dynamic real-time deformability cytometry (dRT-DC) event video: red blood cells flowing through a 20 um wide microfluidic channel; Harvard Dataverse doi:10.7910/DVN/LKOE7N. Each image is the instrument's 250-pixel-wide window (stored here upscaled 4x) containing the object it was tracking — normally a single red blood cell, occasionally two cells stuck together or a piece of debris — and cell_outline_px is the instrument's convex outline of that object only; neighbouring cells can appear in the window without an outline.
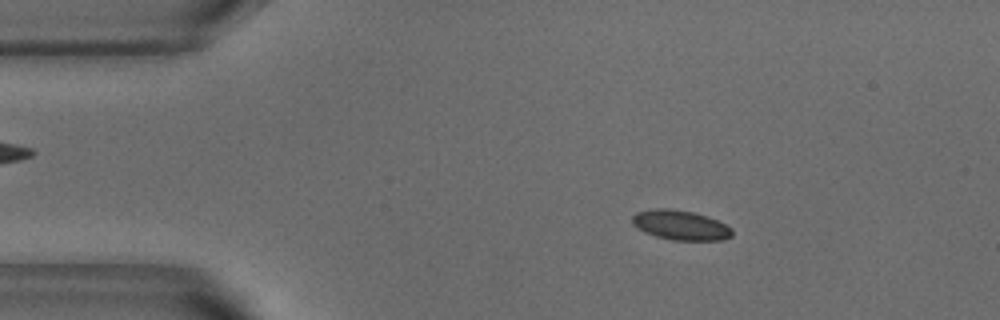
{"species": "common noctule bat (a hibernating species)", "species_latin": "Nyctalus noctula", "temperature_condition": "warm", "stored_images_in_passage": 53, "camera_frame_rate_fps": 3000, "um_per_image_px": 0.085, "animal": {"sex": "male", "body_mass_g": 18.8}, "frame": {"image": 1, "passage_image": 8, "time_ms": 2.333, "image_size_px": [1000, 320], "cell_outline_px": [[732, 236], [724, 240], [672, 240], [656, 236], [644, 232], [636, 228], [632, 224], [632, 216], [636, 212], [656, 208], [668, 208], [692, 212], [708, 216], [732, 228]], "centroid_in_image_um": [57.82, 19.14], "position_along_channel_um": 27.2, "area_um2": 17.34}}
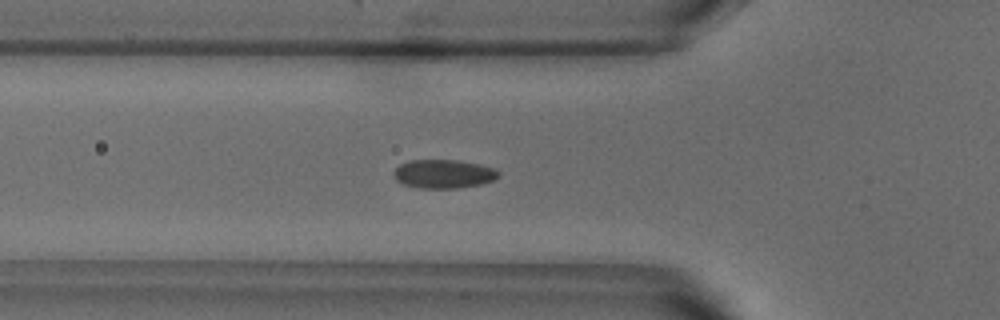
{"frame": {"image": 2, "passage_image": 17, "time_ms": 5.333, "image_size_px": [1000, 320], "cell_outline_px": [[500, 176], [492, 180], [480, 184], [460, 188], [420, 188], [404, 184], [396, 180], [392, 172], [400, 164], [408, 160], [456, 160], [480, 164], [492, 168], [500, 172]], "centroid_in_image_um": [37.69, 14.78], "position_along_channel_um": 88.1, "area_um2": 17.51}}
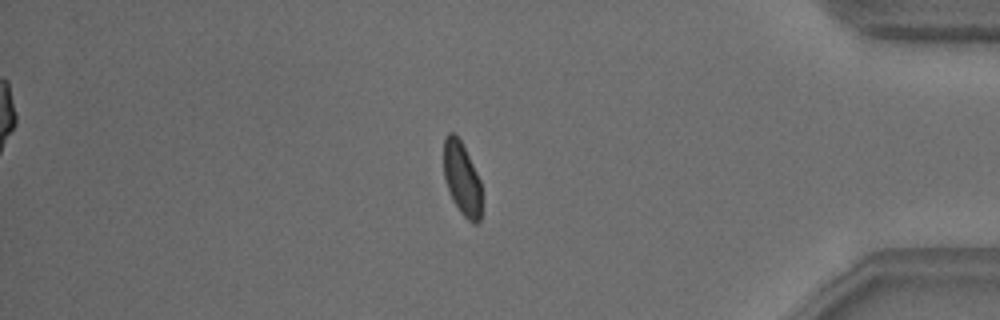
{"frame": {"image": 3, "passage_image": 44, "time_ms": 14.333, "image_size_px": [1000, 320], "cell_outline_px": [[480, 220], [476, 224], [472, 224], [460, 212], [452, 200], [444, 176], [444, 136], [448, 132], [452, 132], [460, 140], [480, 180]], "centroid_in_image_um": [39.24, 15.2], "position_along_channel_um": 396.0, "area_um2": 15.9}, "authors_computed_cell_mechanics": {"area_um2": 16.9354, "velocity_mm_per_s": 3.7919, "shape_relaxation_time_tau1_ms": 3.0654, "shape_relaxation_time_tau2_ms": null, "deformation_change_tau1": 0.0958, "deformation_change_tau2": null}}